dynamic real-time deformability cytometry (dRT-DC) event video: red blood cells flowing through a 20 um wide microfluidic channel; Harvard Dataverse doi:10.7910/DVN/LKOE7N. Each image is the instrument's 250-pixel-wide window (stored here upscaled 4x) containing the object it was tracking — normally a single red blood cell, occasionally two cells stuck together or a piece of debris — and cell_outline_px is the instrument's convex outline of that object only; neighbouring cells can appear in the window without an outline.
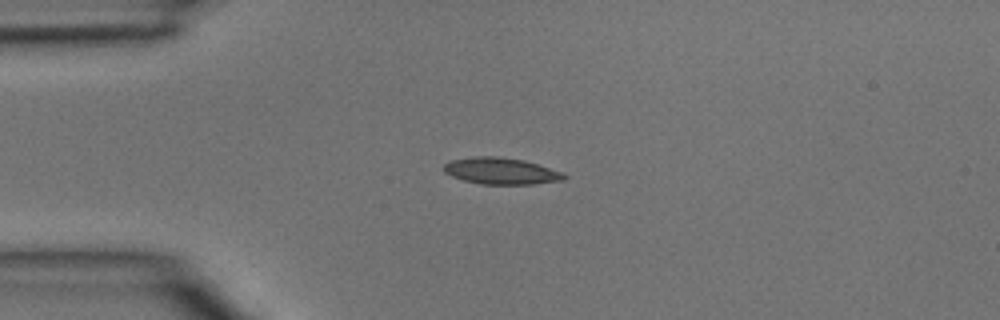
{"species": "common noctule bat (a hibernating species)", "species_latin": "Nyctalus noctula", "temperature_condition": "room temperature", "stored_images_in_passage": 12, "camera_frame_rate_fps": 3000, "um_per_image_px": 0.085, "animal": {"sex": "male", "body_mass_g": 15.6}, "frame": {"image": 1, "passage_image": 1, "time_ms": 0.0, "image_size_px": [1000, 320], "cell_outline_px": [[568, 176], [564, 180], [532, 184], [480, 184], [464, 180], [452, 176], [444, 172], [444, 164], [452, 160], [472, 156], [496, 156], [524, 160], [564, 172]], "centroid_in_image_um": [42.61, 14.53], "position_along_channel_um": 42.4, "area_um2": 18.67}}
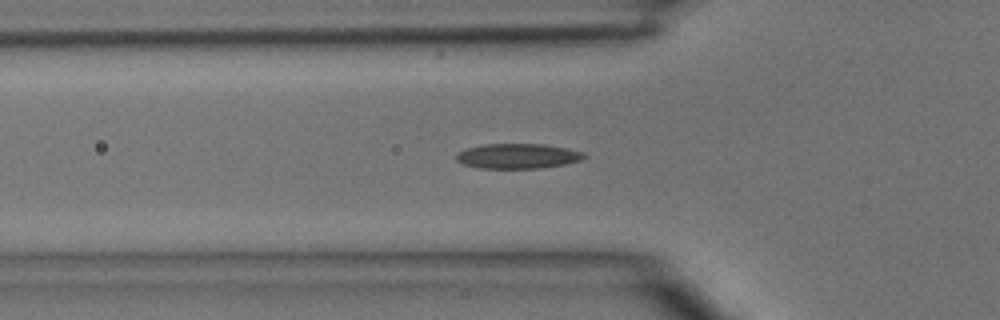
{"frame": {"image": 2, "passage_image": 5, "time_ms": 1.333, "image_size_px": [1000, 320], "cell_outline_px": [[588, 156], [580, 160], [564, 164], [540, 168], [480, 168], [464, 164], [456, 160], [456, 152], [468, 148], [484, 144], [544, 144], [584, 152]], "centroid_in_image_um": [44.0, 13.26], "position_along_channel_um": 81.8, "area_um2": 18.5}}
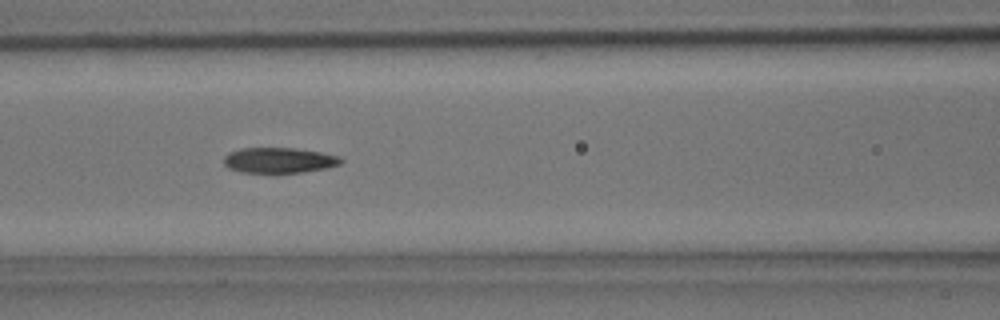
{"frame": {"image": 3, "passage_image": 9, "time_ms": 2.667, "image_size_px": [1000, 320], "cell_outline_px": [[344, 160], [340, 164], [328, 168], [304, 172], [272, 176], [240, 172], [228, 168], [224, 164], [224, 156], [228, 152], [240, 148], [292, 148], [320, 152], [340, 156]], "centroid_in_image_um": [23.69, 13.67], "position_along_channel_um": 142.9, "area_um2": 18.32}}